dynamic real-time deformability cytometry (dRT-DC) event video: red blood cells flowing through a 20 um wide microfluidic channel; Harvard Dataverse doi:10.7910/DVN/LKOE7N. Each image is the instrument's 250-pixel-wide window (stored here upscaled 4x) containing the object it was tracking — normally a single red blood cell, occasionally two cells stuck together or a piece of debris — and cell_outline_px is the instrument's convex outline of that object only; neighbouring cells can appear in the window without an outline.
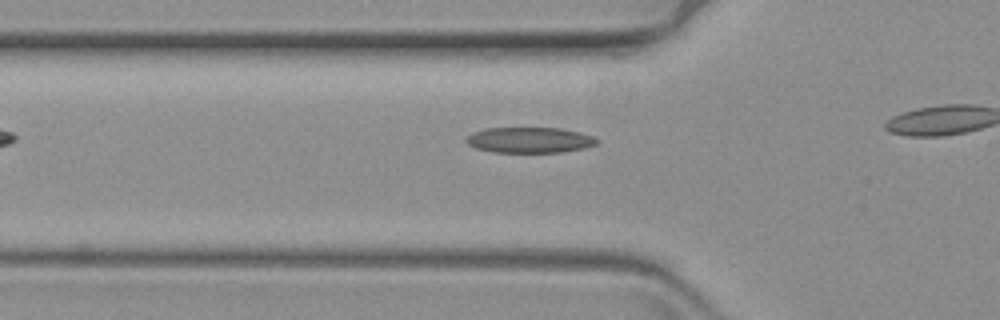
{"species": "common noctule bat (a hibernating species)", "species_latin": "Nyctalus noctula", "temperature_condition": "warm", "stored_images_in_passage": 9, "camera_frame_rate_fps": 3000, "um_per_image_px": 0.085, "animal": {"sex": "female", "body_mass_g": 19.3, "forearm_length_mm": 54.1}, "frame": {"image": 1, "passage_image": 3, "time_ms": 0.667, "image_size_px": [1000, 320], "cell_outline_px": [[600, 140], [596, 144], [584, 148], [560, 152], [492, 152], [476, 148], [468, 144], [464, 140], [472, 132], [484, 128], [560, 128], [580, 132], [592, 136]], "centroid_in_image_um": [45.0, 11.9], "position_along_channel_um": 80.8, "area_um2": 19.54}}
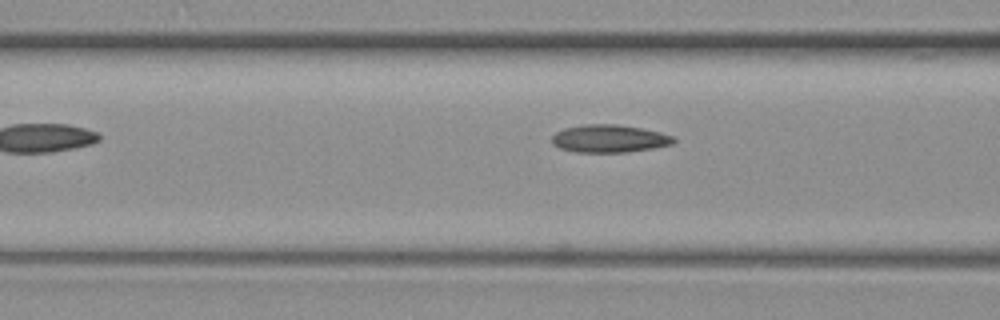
{"frame": {"image": 2, "passage_image": 6, "time_ms": 1.667, "image_size_px": [1000, 320], "cell_outline_px": [[676, 140], [672, 144], [652, 148], [624, 152], [576, 152], [560, 148], [552, 144], [552, 136], [556, 132], [564, 128], [584, 124], [616, 124], [640, 128], [660, 132], [676, 136]], "centroid_in_image_um": [51.79, 11.77], "position_along_channel_um": 114.8, "area_um2": 19.65}}